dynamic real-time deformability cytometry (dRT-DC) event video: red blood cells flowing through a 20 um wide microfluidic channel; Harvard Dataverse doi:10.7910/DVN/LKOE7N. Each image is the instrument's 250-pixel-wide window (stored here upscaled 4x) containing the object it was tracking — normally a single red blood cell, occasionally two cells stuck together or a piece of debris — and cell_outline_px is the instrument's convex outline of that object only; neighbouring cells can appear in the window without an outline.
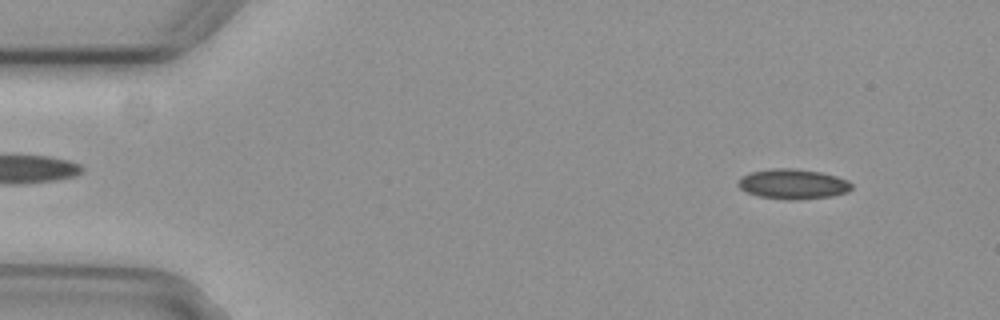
{"species": "common noctule bat (a hibernating species)", "species_latin": "Nyctalus noctula", "temperature_condition": "cold", "stored_images_in_passage": 4, "camera_frame_rate_fps": 3000, "um_per_image_px": 0.085, "animal": {"sex": "female", "body_mass_g": 29.2, "forearm_length_mm": 56.3}, "frame": {"image": 1, "passage_image": 1, "time_ms": 0.0, "image_size_px": [1000, 320], "cell_outline_px": [[852, 188], [848, 192], [832, 196], [792, 200], [760, 196], [748, 192], [740, 188], [740, 176], [748, 172], [772, 168], [792, 168], [820, 172], [836, 176], [848, 180], [852, 184]], "centroid_in_image_um": [67.42, 15.63], "position_along_channel_um": 17.6, "area_um2": 19.71}}